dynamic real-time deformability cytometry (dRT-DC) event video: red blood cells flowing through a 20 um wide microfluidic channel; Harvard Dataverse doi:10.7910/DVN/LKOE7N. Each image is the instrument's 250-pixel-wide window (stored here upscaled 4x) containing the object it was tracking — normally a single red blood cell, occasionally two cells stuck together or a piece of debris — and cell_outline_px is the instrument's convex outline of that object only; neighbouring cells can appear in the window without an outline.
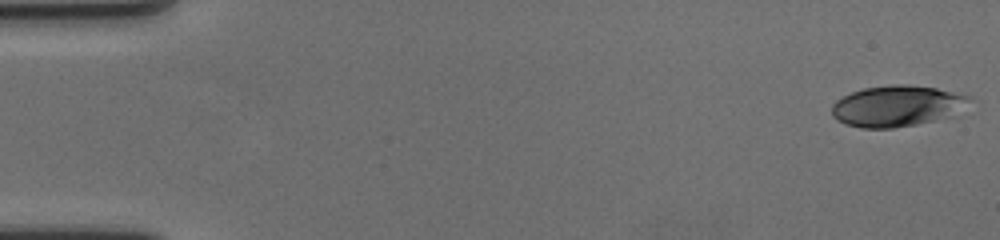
{"species": "human", "species_latin": "Homo sapiens", "temperature_condition": "cold", "stored_images_in_passage": 59, "camera_frame_rate_fps": 3000, "um_per_image_px": 0.085, "donor": {"sex": "female"}, "frame": {"image": 1, "passage_image": 1, "time_ms": 0.0, "image_size_px": [1000, 240], "cell_outline_px": [[972, 100], [960, 116], [916, 124], [892, 128], [860, 128], [844, 124], [836, 120], [832, 116], [832, 104], [836, 100], [852, 92], [864, 88], [892, 84], [908, 84], [936, 88], [972, 96]], "centroid_in_image_um": [76.33, 9.02], "position_along_channel_um": 8.7, "area_um2": 33.7}}
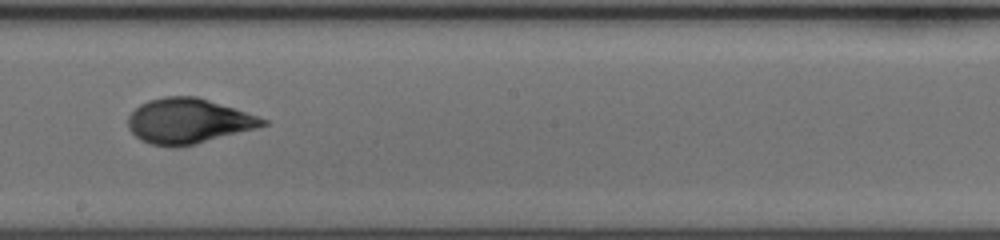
{"frame": {"image": 2, "passage_image": 34, "time_ms": 11.0, "image_size_px": [1000, 240], "cell_outline_px": [[268, 124], [256, 128], [196, 144], [172, 148], [152, 144], [140, 140], [128, 128], [128, 116], [140, 104], [148, 100], [164, 96], [196, 96], [268, 120]], "centroid_in_image_um": [15.96, 10.3], "position_along_channel_um": 232.2, "area_um2": 35.08}}
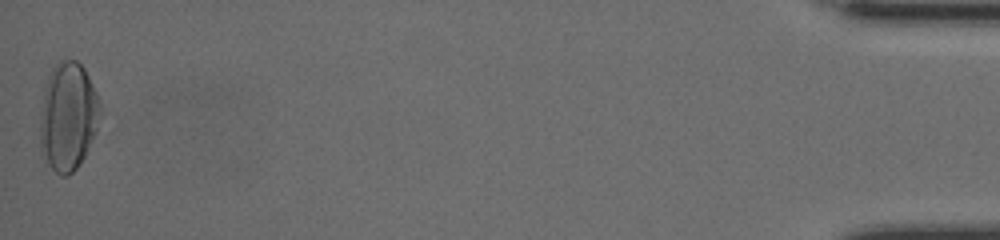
{"frame": {"image": 3, "passage_image": 59, "time_ms": 19.333, "image_size_px": [1000, 240], "cell_outline_px": [[100, 116], [96, 132], [80, 164], [68, 176], [60, 176], [40, 156], [40, 116], [44, 92], [48, 76], [52, 68], [60, 60], [76, 60], [84, 68], [100, 100]], "centroid_in_image_um": [5.77, 9.93], "position_along_channel_um": 429.4, "area_um2": 38.03}, "authors_computed_cell_mechanics": {"area_um2": 34.4488, "velocity_mm_per_s": 3.5107, "shape_relaxation_time_tau1_ms": 4.132, "shape_relaxation_time_tau2_ms": 1.0766, "deformation_change_tau1": 0.1782, "deformation_change_tau2": 0.0553}}